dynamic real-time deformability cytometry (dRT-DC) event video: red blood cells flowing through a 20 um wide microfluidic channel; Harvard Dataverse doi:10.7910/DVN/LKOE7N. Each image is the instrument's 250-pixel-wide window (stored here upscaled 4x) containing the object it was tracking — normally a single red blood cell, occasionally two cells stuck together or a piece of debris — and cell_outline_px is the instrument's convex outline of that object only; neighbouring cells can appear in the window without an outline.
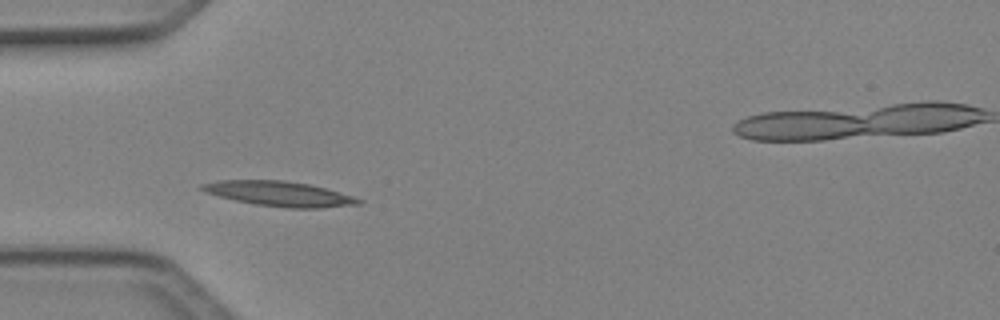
{"species": "Egyptian fruit bat (a non-hibernating species)", "species_latin": "Rousettus aegyptiacus", "temperature_condition": "cold", "stored_images_in_passage": 4, "camera_frame_rate_fps": 3000, "um_per_image_px": 0.085, "animal": {"sex": "female"}, "frame": {"image": 1, "passage_image": 3, "time_ms": 0.667, "image_size_px": [1000, 320], "cell_outline_px": [[364, 200], [360, 204], [324, 208], [288, 208], [256, 204], [236, 200], [220, 196], [208, 192], [200, 188], [200, 184], [220, 180], [284, 180], [308, 184], [324, 188], [352, 196]], "centroid_in_image_um": [23.78, 16.47], "position_along_channel_um": 61.2, "area_um2": 22.43}}
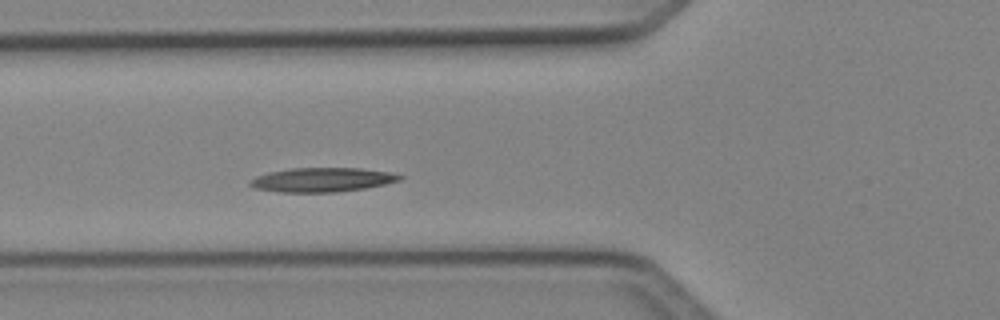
{"frame": {"image": 2, "passage_image": 4, "time_ms": 1.0, "image_size_px": [1000, 320], "cell_outline_px": [[404, 176], [400, 180], [384, 184], [364, 188], [336, 192], [280, 192], [256, 188], [248, 184], [248, 180], [256, 176], [268, 172], [288, 168], [360, 168], [392, 172]], "centroid_in_image_um": [27.36, 15.27], "position_along_channel_um": 98.4, "area_um2": 21.15}}